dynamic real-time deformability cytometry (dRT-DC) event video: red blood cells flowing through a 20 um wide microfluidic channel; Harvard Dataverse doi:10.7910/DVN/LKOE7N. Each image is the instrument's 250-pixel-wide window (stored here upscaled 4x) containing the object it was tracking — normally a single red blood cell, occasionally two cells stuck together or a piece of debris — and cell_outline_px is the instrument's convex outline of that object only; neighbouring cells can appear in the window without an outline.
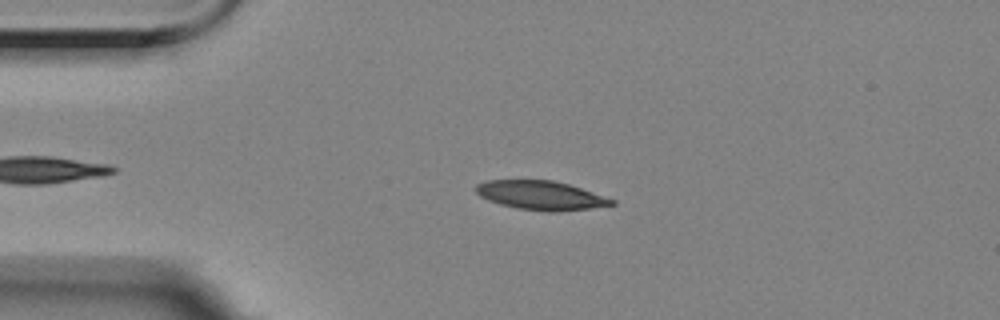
{"species": "Egyptian fruit bat (a non-hibernating species)", "species_latin": "Rousettus aegyptiacus", "temperature_condition": "room temperature", "stored_images_in_passage": 51, "camera_frame_rate_fps": 3000, "um_per_image_px": 0.085, "animal": {"sex": "female"}, "frame": {"image": 1, "passage_image": 12, "time_ms": 3.667, "image_size_px": [1000, 320], "cell_outline_px": [[616, 204], [588, 208], [552, 212], [548, 212], [516, 208], [500, 204], [488, 200], [480, 196], [476, 192], [476, 184], [488, 180], [552, 180], [568, 184], [616, 200]], "centroid_in_image_um": [45.94, 16.6], "position_along_channel_um": 39.1, "area_um2": 22.72}}
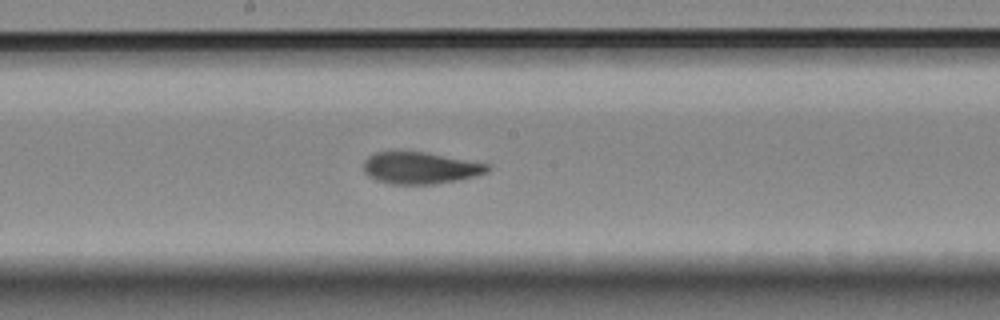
{"frame": {"image": 2, "passage_image": 29, "time_ms": 9.333, "image_size_px": [1000, 320], "cell_outline_px": [[492, 168], [488, 172], [476, 176], [436, 184], [392, 184], [376, 180], [368, 176], [364, 172], [364, 160], [368, 156], [376, 152], [424, 152], [492, 164]], "centroid_in_image_um": [35.76, 14.28], "position_along_channel_um": 212.4, "area_um2": 23.06}}
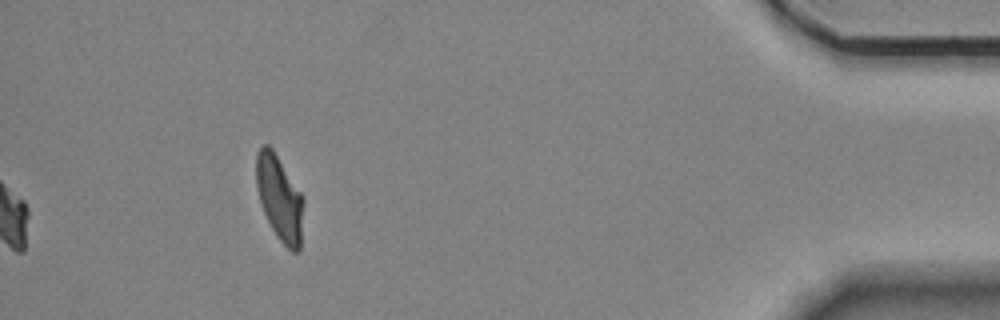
{"frame": {"image": 3, "passage_image": 51, "time_ms": 16.667, "image_size_px": [1000, 320], "cell_outline_px": [[304, 204], [300, 252], [292, 252], [276, 236], [264, 212], [260, 200], [256, 184], [256, 152], [264, 144], [268, 144], [272, 148], [304, 196]], "centroid_in_image_um": [23.78, 16.84], "position_along_channel_um": 411.4, "area_um2": 23.58}, "authors_computed_cell_mechanics": {"area_um2": 23.0622, "velocity_mm_per_s": 3.513, "shape_relaxation_time_tau1_ms": 7.4567, "shape_relaxation_time_tau2_ms": 1.9099, "deformation_change_tau1": 0.2082, "deformation_change_tau2": 0.061}}